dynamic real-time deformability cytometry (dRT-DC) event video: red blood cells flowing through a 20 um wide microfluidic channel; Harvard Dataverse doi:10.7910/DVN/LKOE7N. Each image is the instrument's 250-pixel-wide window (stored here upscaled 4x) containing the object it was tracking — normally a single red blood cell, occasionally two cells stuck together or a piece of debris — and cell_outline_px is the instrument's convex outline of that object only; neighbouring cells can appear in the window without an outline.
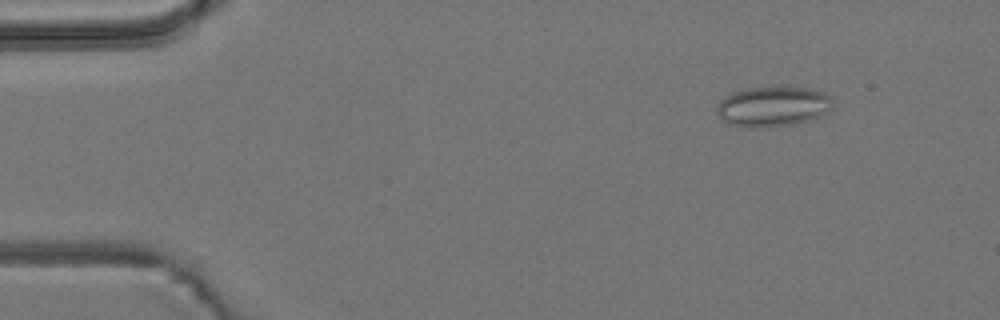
{"species": "common noctule bat (a hibernating species)", "species_latin": "Nyctalus noctula", "temperature_condition": "room temperature", "stored_images_in_passage": 4, "camera_frame_rate_fps": 3000, "um_per_image_px": 0.085, "animal": {"sex": "male", "body_mass_g": 19.2, "forearm_length_mm": 51.8}, "frame": {"image": 1, "passage_image": 2, "time_ms": 1.333, "image_size_px": [1000, 320], "cell_outline_px": [[832, 108], [828, 112], [820, 116], [792, 124], [768, 128], [744, 128], [728, 124], [720, 116], [716, 108], [720, 100], [732, 92], [748, 88], [780, 84], [816, 88], [824, 92], [832, 100]], "centroid_in_image_um": [65.71, 9.01], "position_along_channel_um": 19.3, "area_um2": 28.09}}